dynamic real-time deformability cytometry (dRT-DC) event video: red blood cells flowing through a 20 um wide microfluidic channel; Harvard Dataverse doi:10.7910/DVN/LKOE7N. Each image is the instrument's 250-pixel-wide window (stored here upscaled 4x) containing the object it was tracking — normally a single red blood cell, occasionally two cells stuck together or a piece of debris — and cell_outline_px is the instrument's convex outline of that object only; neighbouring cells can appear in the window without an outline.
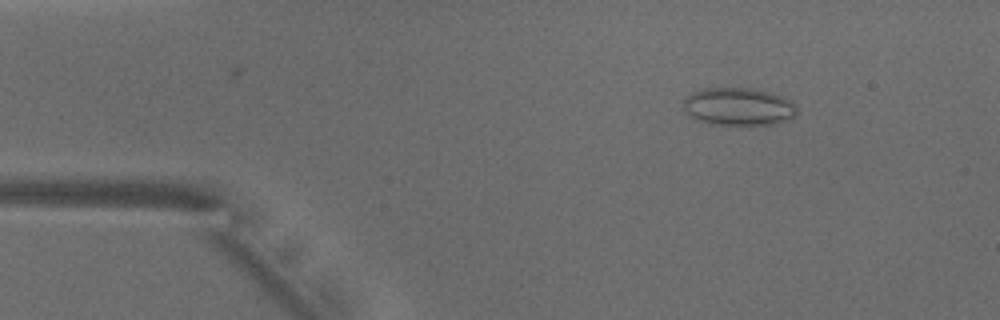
{"species": "common noctule bat (a hibernating species)", "species_latin": "Nyctalus noctula", "temperature_condition": "warm", "stored_images_in_passage": 45, "camera_frame_rate_fps": 3000, "um_per_image_px": 0.085, "animal": {"sex": "male", "body_mass_g": 18.8}, "frame": {"image": 1, "passage_image": 6, "time_ms": 1.667, "image_size_px": [1000, 320], "cell_outline_px": [[796, 116], [784, 120], [768, 124], [708, 124], [696, 120], [688, 116], [684, 108], [684, 100], [692, 92], [704, 88], [752, 88], [768, 92], [792, 100], [796, 104]], "centroid_in_image_um": [62.74, 9.05], "position_along_channel_um": 22.3, "area_um2": 24.85}}
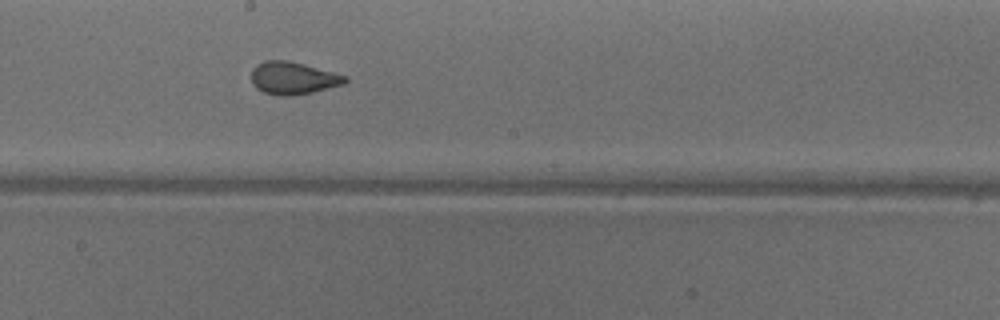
{"frame": {"image": 2, "passage_image": 26, "time_ms": 8.333, "image_size_px": [1000, 320], "cell_outline_px": [[348, 80], [344, 84], [312, 92], [288, 96], [280, 96], [264, 92], [256, 88], [252, 80], [252, 68], [256, 64], [264, 60], [288, 60], [348, 76]], "centroid_in_image_um": [24.9, 6.63], "position_along_channel_um": 223.3, "area_um2": 17.69}}
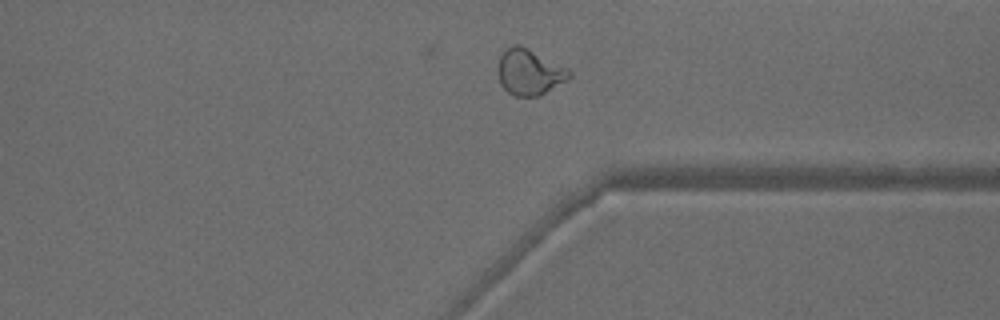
{"frame": {"image": 3, "passage_image": 37, "time_ms": 12.0, "image_size_px": [1000, 320], "cell_outline_px": [[572, 76], [568, 80], [540, 96], [512, 96], [500, 84], [500, 56], [512, 44], [520, 44], [528, 48], [572, 72]], "centroid_in_image_um": [45.02, 6.15], "position_along_channel_um": 366.4, "area_um2": 18.67}, "authors_computed_cell_mechanics": {"area_um2": 18.6694, "velocity_mm_per_s": 3.9473, "shape_relaxation_time_tau1_ms": null, "shape_relaxation_time_tau2_ms": 0.8551, "deformation_change_tau1": null, "deformation_change_tau2": 0.0606}}